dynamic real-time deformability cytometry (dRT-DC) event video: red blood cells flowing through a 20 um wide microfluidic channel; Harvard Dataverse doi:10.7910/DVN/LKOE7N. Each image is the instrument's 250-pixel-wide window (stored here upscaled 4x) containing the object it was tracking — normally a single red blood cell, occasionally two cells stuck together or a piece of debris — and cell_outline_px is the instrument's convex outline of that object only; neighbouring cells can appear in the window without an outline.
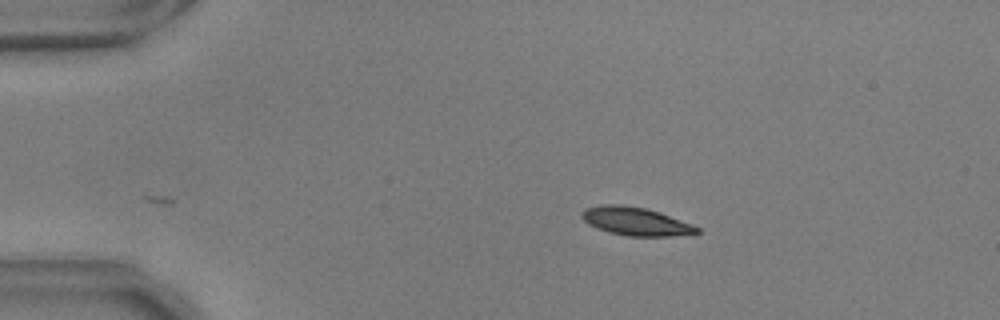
{"species": "common noctule bat (a hibernating species)", "species_latin": "Nyctalus noctula", "temperature_condition": "warm", "stored_images_in_passage": 40, "camera_frame_rate_fps": 3000, "um_per_image_px": 0.085, "animal": {"sex": "male", "body_mass_g": 17.9, "forearm_length_mm": 54.2}, "frame": {"image": 1, "passage_image": 1, "time_ms": 0.0, "image_size_px": [1000, 320], "cell_outline_px": [[700, 232], [672, 236], [628, 236], [608, 232], [596, 228], [588, 224], [580, 216], [580, 212], [584, 208], [600, 204], [620, 204], [644, 208], [660, 212], [692, 224], [700, 228]], "centroid_in_image_um": [53.98, 18.8], "position_along_channel_um": 31.0, "area_um2": 19.07}}
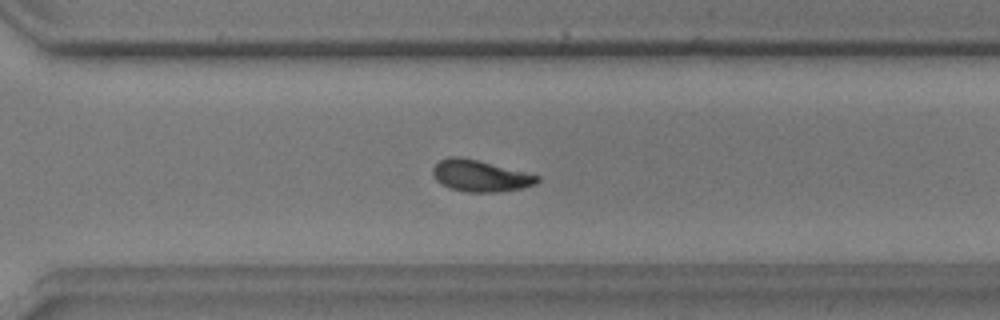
{"frame": {"image": 2, "passage_image": 30, "time_ms": 9.667, "image_size_px": [1000, 320], "cell_outline_px": [[540, 180], [536, 184], [520, 188], [496, 192], [464, 192], [448, 188], [440, 184], [436, 180], [432, 172], [432, 168], [440, 160], [448, 156], [460, 156], [540, 176]], "centroid_in_image_um": [40.76, 14.95], "position_along_channel_um": 329.8, "area_um2": 19.07}}
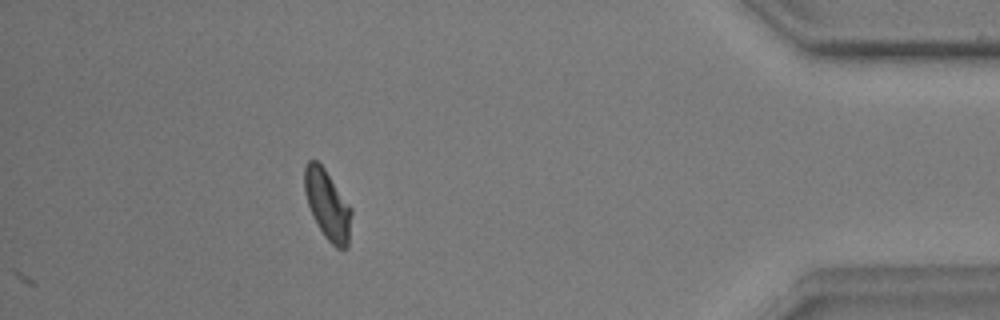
{"frame": {"image": 3, "passage_image": 40, "time_ms": 13.0, "image_size_px": [1000, 320], "cell_outline_px": [[352, 212], [348, 248], [336, 248], [324, 236], [312, 216], [308, 204], [304, 188], [304, 168], [308, 160], [316, 160], [324, 168], [352, 208]], "centroid_in_image_um": [27.84, 17.42], "position_along_channel_um": 407.4, "area_um2": 18.96}, "authors_computed_cell_mechanics": {"area_um2": 19.1896, "velocity_mm_per_s": 3.6901, "shape_relaxation_time_tau1_ms": 4.8686, "shape_relaxation_time_tau2_ms": 2.7717, "deformation_change_tau1": 0.1391, "deformation_change_tau2": 0.0859}}